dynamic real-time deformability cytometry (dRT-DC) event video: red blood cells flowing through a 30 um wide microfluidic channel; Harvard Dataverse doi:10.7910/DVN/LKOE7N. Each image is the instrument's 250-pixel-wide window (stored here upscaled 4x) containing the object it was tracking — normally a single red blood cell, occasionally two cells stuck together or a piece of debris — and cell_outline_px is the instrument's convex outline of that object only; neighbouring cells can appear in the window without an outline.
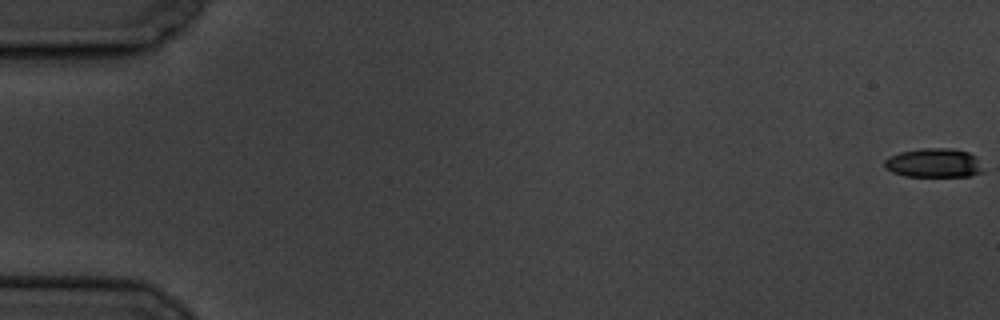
{"species": "common noctule bat (a hibernating species)", "species_latin": "Nyctalus noctula", "temperature_condition": "cold", "stored_images_in_passage": 11, "camera_frame_rate_fps": 3000, "um_per_image_px": 0.085, "animal": {"sex": "male", "body_mass_g": 19.5, "forearm_length_mm": 54.6}, "frame": {"image": 1, "passage_image": 1, "time_ms": 0.0, "image_size_px": [1000, 320], "cell_outline_px": [[984, 172], [972, 176], [904, 176], [892, 172], [884, 168], [884, 160], [888, 156], [900, 152], [920, 148], [952, 148], [968, 152], [976, 156]], "centroid_in_image_um": [79.36, 13.85], "position_along_channel_um": 5.6, "area_um2": 16.94}}
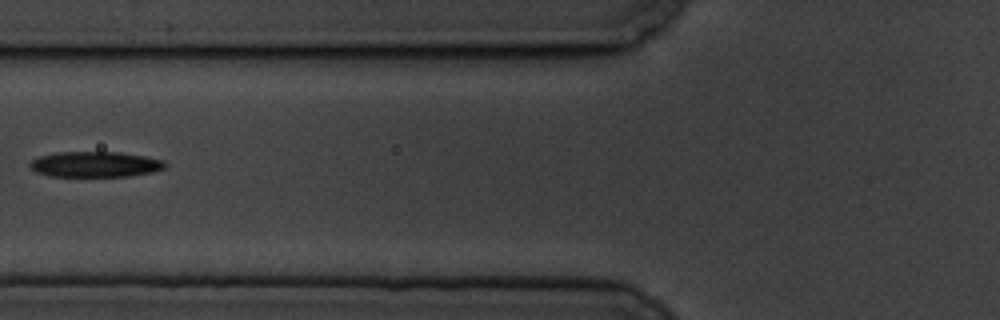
{"frame": {"image": 2, "passage_image": 7, "time_ms": 8.0, "image_size_px": [1000, 320], "cell_outline_px": [[168, 164], [164, 168], [152, 172], [128, 176], [52, 176], [36, 172], [28, 164], [32, 160], [40, 156], [56, 152], [120, 152], [144, 156], [164, 160]], "centroid_in_image_um": [8.11, 13.96], "position_along_channel_um": 117.7, "area_um2": 20.06}}
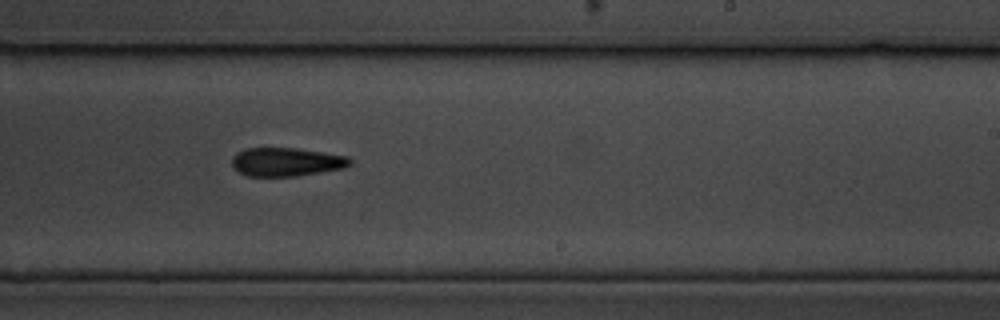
{"frame": {"image": 3, "passage_image": 11, "time_ms": 12.333, "image_size_px": [1000, 320], "cell_outline_px": [[352, 164], [344, 168], [296, 176], [248, 176], [232, 168], [232, 156], [236, 152], [248, 148], [296, 148], [348, 156], [352, 160]], "centroid_in_image_um": [24.33, 13.76], "position_along_channel_um": 264.7, "area_um2": 19.71}}